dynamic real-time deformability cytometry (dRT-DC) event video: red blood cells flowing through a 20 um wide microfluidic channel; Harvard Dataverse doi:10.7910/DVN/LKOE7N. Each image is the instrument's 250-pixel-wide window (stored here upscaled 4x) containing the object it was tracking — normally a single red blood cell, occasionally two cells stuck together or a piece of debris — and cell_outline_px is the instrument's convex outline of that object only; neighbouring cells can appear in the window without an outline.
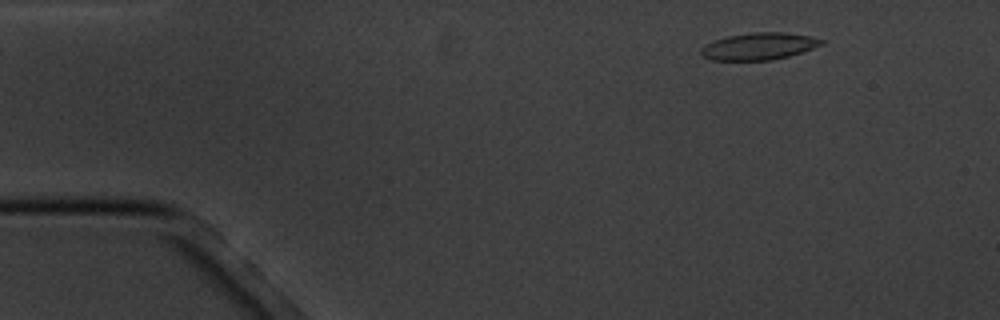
{"species": "common noctule bat (a hibernating species)", "species_latin": "Nyctalus noctula", "temperature_condition": "cold", "stored_images_in_passage": 4, "segment_of_instrument_passage": [1, 2], "camera_frame_rate_fps": 3000, "um_per_image_px": 0.085, "animal": {"sex": "male", "body_mass_g": 20.1, "forearm_length_mm": 53.5}, "frame": {"image": 1, "passage_image": 1, "time_ms": 0.0, "image_size_px": [1000, 320], "cell_outline_px": [[828, 40], [824, 44], [788, 56], [772, 60], [712, 60], [704, 56], [700, 52], [700, 48], [716, 40], [728, 36], [752, 32], [788, 32], [812, 36]], "centroid_in_image_um": [64.58, 3.92], "position_along_channel_um": 20.4, "area_um2": 18.96}}